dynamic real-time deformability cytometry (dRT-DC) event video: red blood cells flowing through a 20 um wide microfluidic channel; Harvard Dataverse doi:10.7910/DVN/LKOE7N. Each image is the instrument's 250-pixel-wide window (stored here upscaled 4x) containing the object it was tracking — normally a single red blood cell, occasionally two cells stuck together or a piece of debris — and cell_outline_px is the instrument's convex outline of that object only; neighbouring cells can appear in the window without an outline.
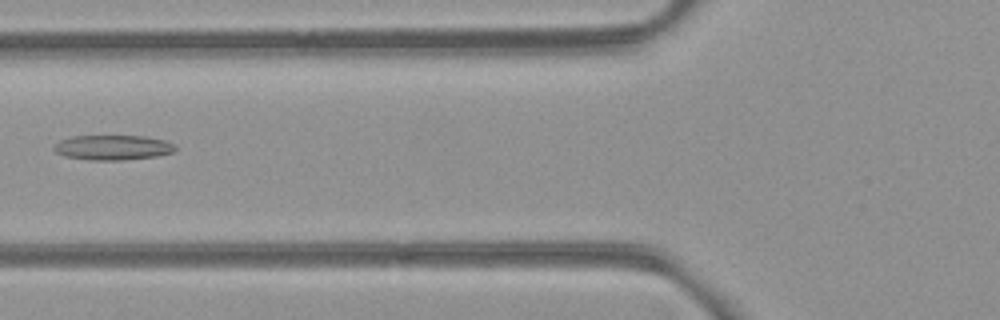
{"species": "common noctule bat (a hibernating species)", "species_latin": "Nyctalus noctula", "temperature_condition": "room temperature", "stored_images_in_passage": 7, "camera_frame_rate_fps": 3000, "um_per_image_px": 0.085, "animal": {"sex": "female", "body_mass_g": 21.9}, "frame": {"image": 1, "passage_image": 7, "time_ms": 6.667, "image_size_px": [1000, 320], "cell_outline_px": [[176, 148], [172, 152], [156, 156], [120, 160], [88, 160], [64, 156], [56, 152], [52, 148], [52, 144], [60, 140], [72, 136], [144, 136], [164, 140], [176, 144]], "centroid_in_image_um": [9.54, 12.53], "position_along_channel_um": 116.3, "area_um2": 17.69}}